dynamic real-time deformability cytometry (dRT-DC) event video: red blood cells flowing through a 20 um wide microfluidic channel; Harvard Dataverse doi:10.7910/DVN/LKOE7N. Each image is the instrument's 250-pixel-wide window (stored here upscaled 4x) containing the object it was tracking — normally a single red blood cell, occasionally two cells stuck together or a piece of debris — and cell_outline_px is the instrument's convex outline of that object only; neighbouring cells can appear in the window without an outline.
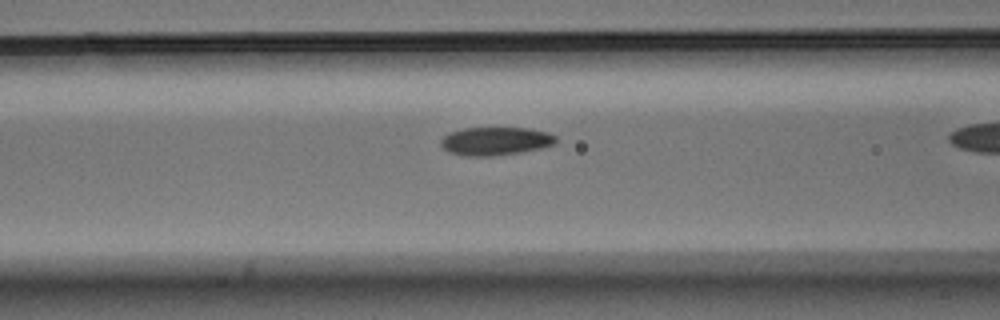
{"species": "Egyptian fruit bat (a non-hibernating species)", "species_latin": "Rousettus aegyptiacus", "temperature_condition": "warm", "stored_images_in_passage": 29, "camera_frame_rate_fps": 3000, "um_per_image_px": 0.085, "animal": {"sex": "male"}, "frame": {"image": 1, "passage_image": 8, "time_ms": 2.333, "image_size_px": [1000, 320], "cell_outline_px": [[556, 144], [540, 148], [520, 152], [492, 156], [464, 156], [448, 152], [440, 144], [440, 140], [448, 132], [464, 128], [528, 128], [548, 132], [556, 136]], "centroid_in_image_um": [42.1, 11.99], "position_along_channel_um": 124.5, "area_um2": 19.02}}
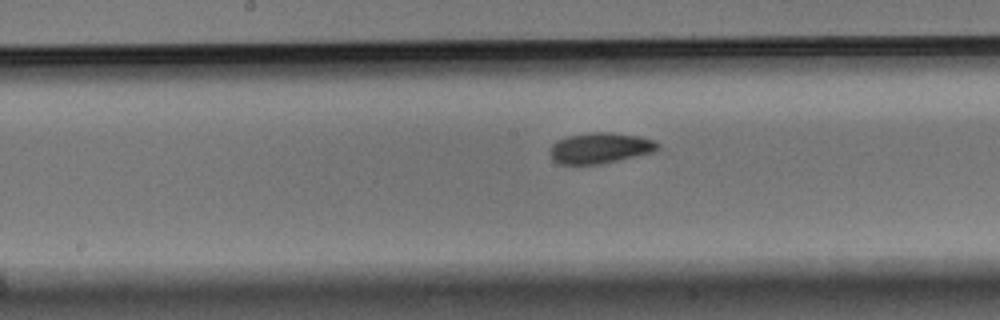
{"frame": {"image": 2, "passage_image": 14, "time_ms": 4.333, "image_size_px": [1000, 320], "cell_outline_px": [[660, 144], [652, 152], [600, 164], [560, 164], [552, 160], [552, 144], [556, 140], [564, 136], [588, 132], [612, 132], [640, 136], [656, 140]], "centroid_in_image_um": [50.99, 12.56], "position_along_channel_um": 197.2, "area_um2": 19.31}}
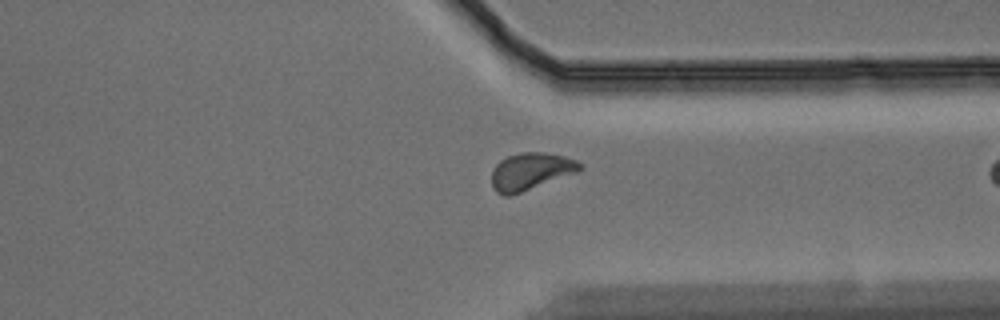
{"frame": {"image": 3, "passage_image": 28, "time_ms": 9.0, "image_size_px": [1000, 320], "cell_outline_px": [[584, 168], [576, 172], [520, 192], [508, 196], [504, 196], [496, 192], [492, 188], [492, 172], [496, 164], [500, 160], [508, 156], [524, 152], [544, 152], [564, 156], [576, 160], [584, 164]], "centroid_in_image_um": [45.1, 14.55], "position_along_channel_um": 366.3, "area_um2": 18.9}}